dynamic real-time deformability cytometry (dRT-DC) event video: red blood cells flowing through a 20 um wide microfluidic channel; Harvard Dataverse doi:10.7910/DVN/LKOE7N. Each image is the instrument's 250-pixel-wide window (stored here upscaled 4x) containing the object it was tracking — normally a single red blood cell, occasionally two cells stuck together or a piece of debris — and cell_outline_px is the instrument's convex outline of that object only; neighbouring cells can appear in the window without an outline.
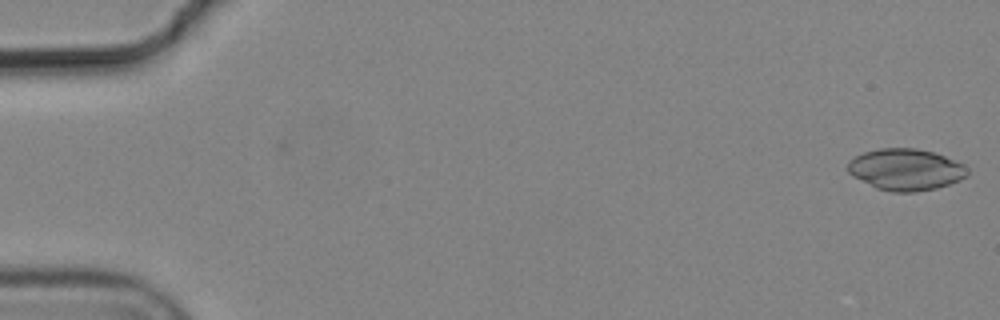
{"species": "common noctule bat (a hibernating species)", "species_latin": "Nyctalus noctula", "temperature_condition": "cold", "stored_images_in_passage": 10, "camera_frame_rate_fps": 3000, "um_per_image_px": 0.085, "animal": {"sex": "male", "body_mass_g": 19.2, "forearm_length_mm": 51.8}, "frame": {"image": 1, "passage_image": 1, "time_ms": 0.0, "image_size_px": [1000, 320], "cell_outline_px": [[968, 176], [960, 180], [936, 188], [916, 192], [892, 192], [876, 188], [852, 176], [848, 172], [848, 160], [864, 152], [880, 148], [916, 148], [932, 152], [944, 156], [964, 164], [968, 168]], "centroid_in_image_um": [76.98, 14.41], "position_along_channel_um": 8.0, "area_um2": 29.02}}